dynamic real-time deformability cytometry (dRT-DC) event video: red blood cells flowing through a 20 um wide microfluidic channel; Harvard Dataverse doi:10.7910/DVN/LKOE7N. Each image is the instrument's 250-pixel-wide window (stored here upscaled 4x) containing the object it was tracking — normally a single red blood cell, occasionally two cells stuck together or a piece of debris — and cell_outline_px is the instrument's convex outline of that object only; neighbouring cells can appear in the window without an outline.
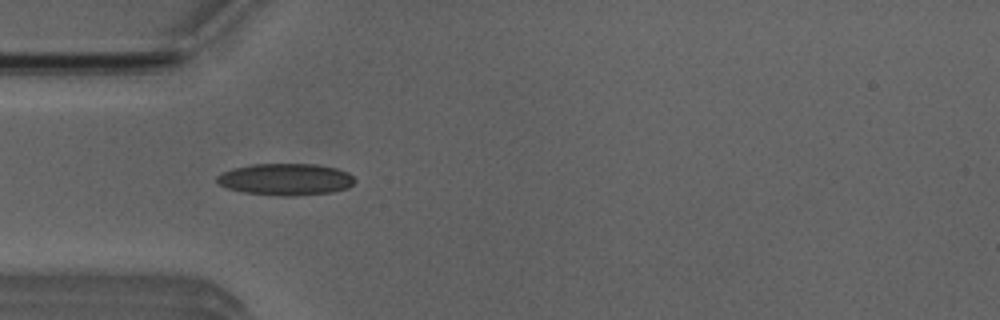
{"species": "Egyptian fruit bat (a non-hibernating species)", "species_latin": "Rousettus aegyptiacus", "temperature_condition": "room temperature", "stored_images_in_passage": 1, "camera_frame_rate_fps": 3000, "um_per_image_px": 0.085, "animal": {"sex": "male"}, "frame": {"image": 1, "passage_image": 1, "time_ms": 0.0, "image_size_px": [1000, 320], "cell_outline_px": [[356, 180], [348, 188], [332, 192], [292, 196], [280, 196], [244, 192], [228, 188], [216, 184], [216, 176], [232, 168], [252, 164], [316, 164], [336, 168], [348, 172]], "centroid_in_image_um": [24.27, 15.24], "position_along_channel_um": 60.7, "area_um2": 25.61}}